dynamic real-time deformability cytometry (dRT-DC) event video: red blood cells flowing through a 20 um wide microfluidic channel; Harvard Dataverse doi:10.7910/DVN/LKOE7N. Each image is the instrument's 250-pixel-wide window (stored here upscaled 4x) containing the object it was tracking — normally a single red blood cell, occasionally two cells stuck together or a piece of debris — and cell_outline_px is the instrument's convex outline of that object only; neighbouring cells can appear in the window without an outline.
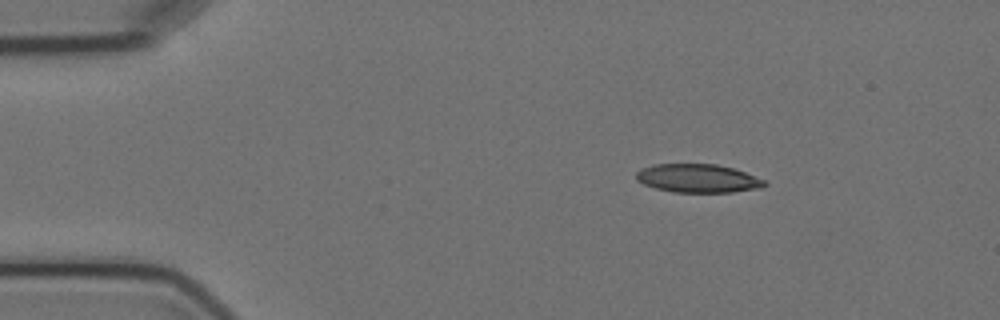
{"species": "Egyptian fruit bat (a non-hibernating species)", "species_latin": "Rousettus aegyptiacus", "temperature_condition": "cold", "stored_images_in_passage": 2, "camera_frame_rate_fps": 3000, "um_per_image_px": 0.085, "animal": {"sex": "female"}, "frame": {"image": 1, "passage_image": 1, "time_ms": 0.0, "image_size_px": [1000, 320], "cell_outline_px": [[768, 184], [764, 188], [732, 192], [672, 192], [656, 188], [644, 184], [636, 180], [636, 172], [652, 164], [716, 164], [732, 168], [744, 172], [764, 180]], "centroid_in_image_um": [59.33, 15.16], "position_along_channel_um": 25.7, "area_um2": 21.27}}